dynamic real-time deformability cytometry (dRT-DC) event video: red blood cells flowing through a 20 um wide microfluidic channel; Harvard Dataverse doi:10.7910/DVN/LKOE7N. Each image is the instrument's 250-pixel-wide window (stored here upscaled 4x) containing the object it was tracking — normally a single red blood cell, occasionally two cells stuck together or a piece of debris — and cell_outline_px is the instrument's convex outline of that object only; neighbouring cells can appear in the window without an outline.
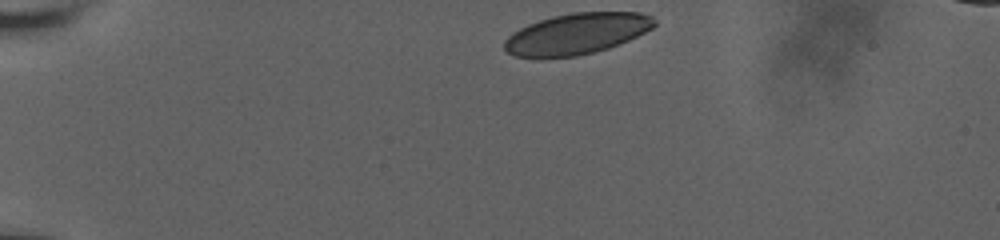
{"species": "human", "species_latin": "Homo sapiens", "temperature_condition": "room temperature", "stored_images_in_passage": 37, "camera_frame_rate_fps": 3000, "um_per_image_px": 0.085, "donor": {"sex": "male"}, "frame": {"image": 1, "passage_image": 1, "time_ms": 0.0, "image_size_px": [1000, 240], "cell_outline_px": [[656, 24], [652, 28], [628, 40], [608, 48], [576, 56], [540, 60], [512, 56], [504, 48], [504, 40], [512, 32], [528, 24], [552, 16], [572, 12], [640, 12], [652, 16], [656, 20]], "centroid_in_image_um": [48.96, 2.89], "position_along_channel_um": 36.0, "area_um2": 36.41}}
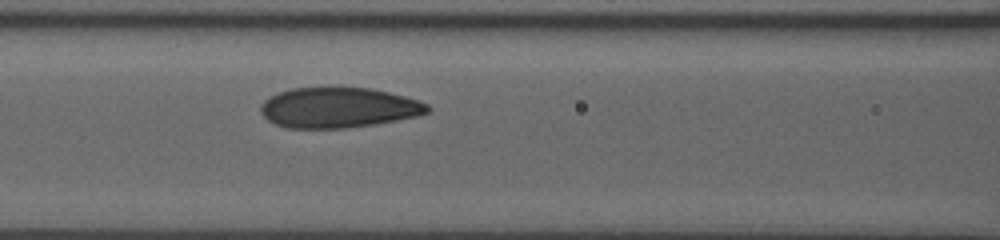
{"frame": {"image": 2, "passage_image": 17, "time_ms": 4.667, "image_size_px": [1000, 240], "cell_outline_px": [[432, 108], [428, 112], [416, 116], [396, 120], [348, 128], [288, 128], [276, 124], [268, 120], [260, 112], [260, 104], [264, 100], [280, 92], [292, 88], [368, 88], [388, 92], [420, 100], [428, 104]], "centroid_in_image_um": [28.77, 9.15], "position_along_channel_um": 137.8, "area_um2": 38.96}}
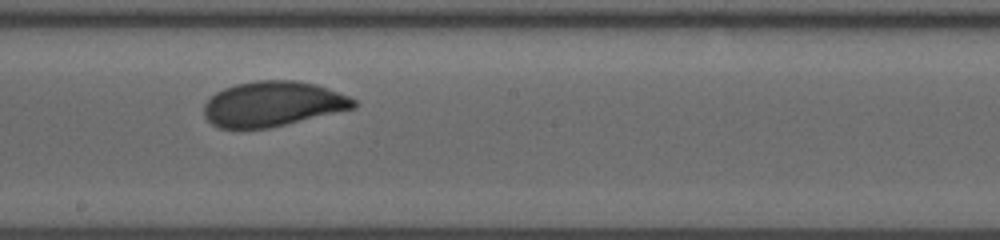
{"frame": {"image": 3, "passage_image": 31, "time_ms": 7.0, "image_size_px": [1000, 240], "cell_outline_px": [[356, 104], [352, 108], [268, 128], [220, 128], [212, 124], [204, 116], [204, 104], [216, 92], [224, 88], [236, 84], [256, 80], [296, 80], [316, 84], [328, 88], [348, 96], [356, 100]], "centroid_in_image_um": [23.15, 8.82], "position_along_channel_um": 225.1, "area_um2": 38.9}}